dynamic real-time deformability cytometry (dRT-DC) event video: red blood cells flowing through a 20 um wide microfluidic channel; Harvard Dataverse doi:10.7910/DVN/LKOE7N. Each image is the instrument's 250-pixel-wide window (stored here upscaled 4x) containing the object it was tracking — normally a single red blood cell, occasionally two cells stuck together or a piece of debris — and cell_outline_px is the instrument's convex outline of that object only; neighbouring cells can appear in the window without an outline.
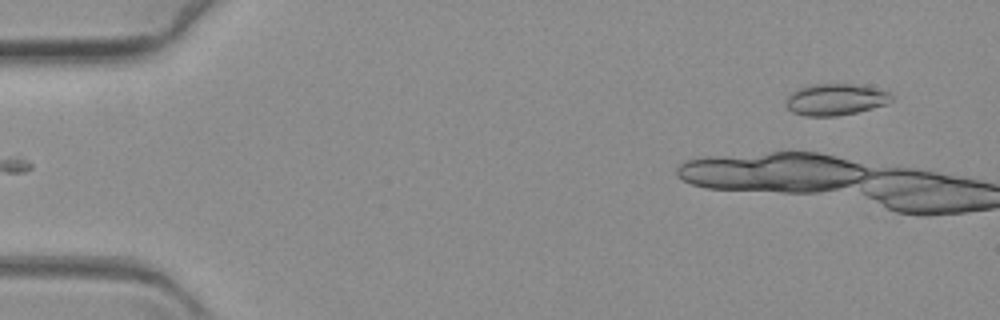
{"species": "common noctule bat (a hibernating species)", "species_latin": "Nyctalus noctula", "temperature_condition": "warm", "stored_images_in_passage": 10, "camera_frame_rate_fps": 3000, "um_per_image_px": 0.085, "animal": {"sex": "female", "body_mass_g": 19.3, "forearm_length_mm": 54.1}, "frame": {"image": 1, "passage_image": 1, "time_ms": 0.0, "image_size_px": [1000, 320], "cell_outline_px": [[892, 100], [888, 104], [856, 112], [836, 116], [804, 116], [792, 112], [784, 104], [784, 100], [792, 92], [808, 84], [852, 84], [872, 88], [888, 92], [892, 96]], "centroid_in_image_um": [70.96, 8.46], "position_along_channel_um": 14.0, "area_um2": 19.36}}